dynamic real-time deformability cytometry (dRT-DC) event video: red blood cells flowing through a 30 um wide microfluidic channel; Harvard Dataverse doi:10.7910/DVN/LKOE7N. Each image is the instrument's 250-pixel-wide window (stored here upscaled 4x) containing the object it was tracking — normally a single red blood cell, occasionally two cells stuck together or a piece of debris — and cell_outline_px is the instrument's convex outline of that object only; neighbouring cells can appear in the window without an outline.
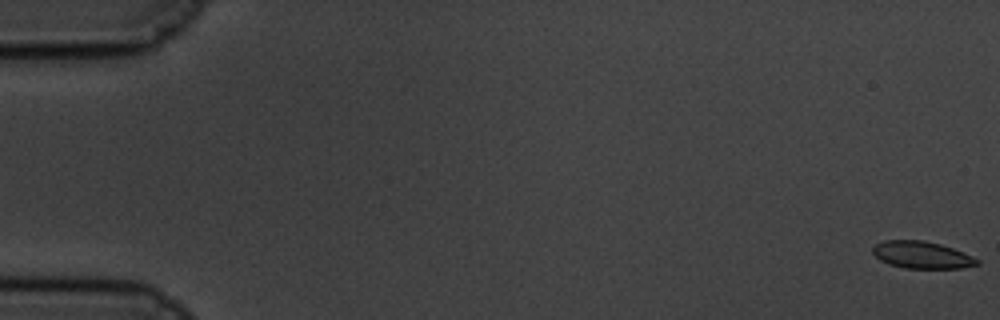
{"species": "common noctule bat (a hibernating species)", "species_latin": "Nyctalus noctula", "temperature_condition": "cold", "stored_images_in_passage": 18, "camera_frame_rate_fps": 3000, "um_per_image_px": 0.085, "animal": {"sex": "male", "body_mass_g": 19.5, "forearm_length_mm": 54.6}, "frame": {"image": 1, "passage_image": 1, "time_ms": 0.0, "image_size_px": [1000, 320], "cell_outline_px": [[980, 264], [960, 268], [904, 268], [888, 264], [880, 260], [872, 252], [872, 248], [876, 244], [884, 240], [924, 240], [940, 244], [952, 248], [972, 256], [980, 260]], "centroid_in_image_um": [78.34, 21.67], "position_along_channel_um": 6.7, "area_um2": 16.47}}